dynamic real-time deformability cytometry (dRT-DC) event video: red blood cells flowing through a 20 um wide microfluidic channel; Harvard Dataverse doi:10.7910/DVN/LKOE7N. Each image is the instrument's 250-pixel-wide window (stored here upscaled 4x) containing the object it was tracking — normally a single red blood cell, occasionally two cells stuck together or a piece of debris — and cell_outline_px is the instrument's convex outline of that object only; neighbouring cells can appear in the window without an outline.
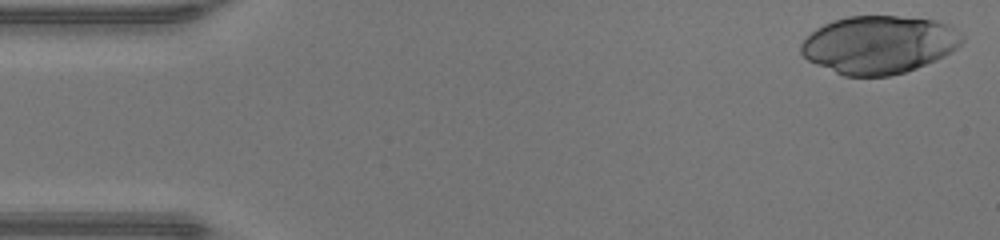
{"species": "human", "species_latin": "Homo sapiens", "temperature_condition": "warm", "stored_images_in_passage": 46, "camera_frame_rate_fps": 3000, "um_per_image_px": 0.085, "donor": {"sex": "male"}, "frame": {"image": 1, "passage_image": 1, "time_ms": 0.0, "image_size_px": [1000, 240], "cell_outline_px": [[964, 40], [956, 48], [944, 56], [936, 60], [916, 68], [904, 72], [888, 76], [844, 76], [816, 64], [808, 60], [800, 52], [800, 44], [816, 28], [832, 20], [848, 16], [896, 16], [936, 20], [948, 24], [964, 36]], "centroid_in_image_um": [74.71, 3.79], "position_along_channel_um": 10.3, "area_um2": 54.27}}
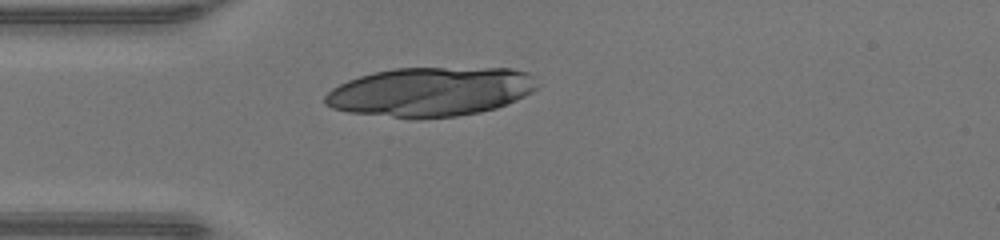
{"frame": {"image": 2, "passage_image": 12, "time_ms": 3.667, "image_size_px": [1000, 240], "cell_outline_px": [[540, 84], [532, 92], [516, 100], [496, 108], [480, 112], [456, 116], [416, 120], [348, 112], [332, 108], [324, 104], [324, 96], [332, 88], [348, 80], [372, 72], [396, 68], [512, 68], [528, 72]], "centroid_in_image_um": [36.59, 7.81], "position_along_channel_um": 48.4, "area_um2": 61.44}}
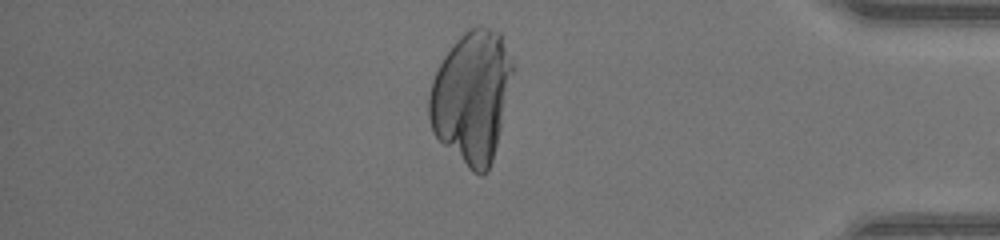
{"frame": {"image": 3, "passage_image": 39, "time_ms": 12.667, "image_size_px": [1000, 240], "cell_outline_px": [[516, 68], [492, 160], [488, 172], [480, 176], [472, 172], [432, 132], [428, 116], [428, 96], [432, 80], [444, 56], [452, 44], [464, 32], [476, 24], [500, 32]], "centroid_in_image_um": [40.11, 8.19], "position_along_channel_um": 395.1, "area_um2": 64.5}}